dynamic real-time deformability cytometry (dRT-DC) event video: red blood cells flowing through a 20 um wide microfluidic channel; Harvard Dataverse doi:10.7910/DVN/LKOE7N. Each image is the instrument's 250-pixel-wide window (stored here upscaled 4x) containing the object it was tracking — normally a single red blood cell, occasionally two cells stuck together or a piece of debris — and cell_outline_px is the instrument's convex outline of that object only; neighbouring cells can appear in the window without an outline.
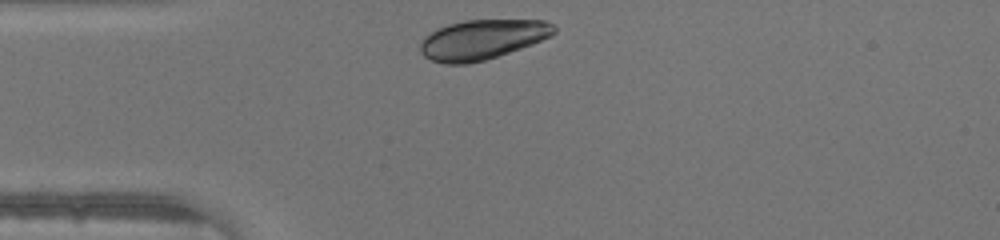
{"species": "human", "species_latin": "Homo sapiens", "temperature_condition": "warm", "stored_images_in_passage": 26, "camera_frame_rate_fps": 3000, "um_per_image_px": 0.085, "donor": {"sex": "male"}, "frame": {"image": 1, "passage_image": 1, "time_ms": 0.0, "image_size_px": [1000, 240], "cell_outline_px": [[556, 32], [532, 44], [484, 60], [468, 64], [444, 64], [432, 60], [424, 56], [420, 52], [420, 40], [424, 36], [448, 24], [464, 20], [544, 20], [552, 24], [556, 28]], "centroid_in_image_um": [40.95, 3.36], "position_along_channel_um": 44.1, "area_um2": 30.75}}
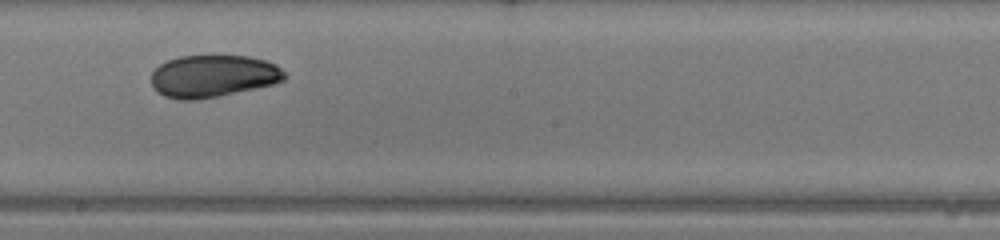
{"frame": {"image": 2, "passage_image": 15, "time_ms": 4.667, "image_size_px": [1000, 240], "cell_outline_px": [[288, 76], [284, 80], [272, 84], [216, 96], [196, 100], [180, 100], [164, 96], [156, 92], [152, 88], [152, 72], [160, 64], [168, 60], [180, 56], [248, 56], [264, 60], [276, 64]], "centroid_in_image_um": [18.08, 6.47], "position_along_channel_um": 230.1, "area_um2": 32.66}}
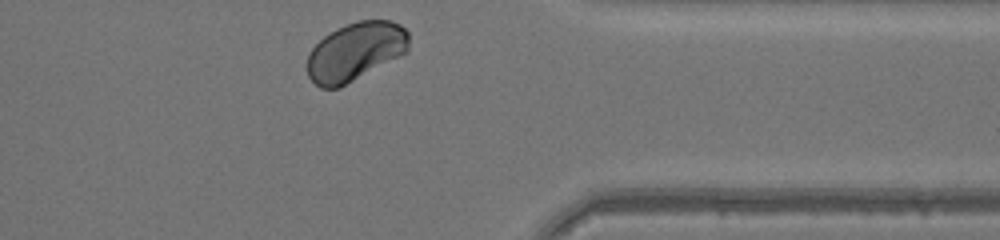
{"frame": {"image": 3, "passage_image": 26, "time_ms": 8.333, "image_size_px": [1000, 240], "cell_outline_px": [[408, 48], [404, 52], [340, 88], [320, 88], [308, 76], [308, 52], [324, 36], [336, 28], [360, 20], [392, 20], [400, 24], [408, 32]], "centroid_in_image_um": [30.18, 4.37], "position_along_channel_um": 381.2, "area_um2": 34.1}}